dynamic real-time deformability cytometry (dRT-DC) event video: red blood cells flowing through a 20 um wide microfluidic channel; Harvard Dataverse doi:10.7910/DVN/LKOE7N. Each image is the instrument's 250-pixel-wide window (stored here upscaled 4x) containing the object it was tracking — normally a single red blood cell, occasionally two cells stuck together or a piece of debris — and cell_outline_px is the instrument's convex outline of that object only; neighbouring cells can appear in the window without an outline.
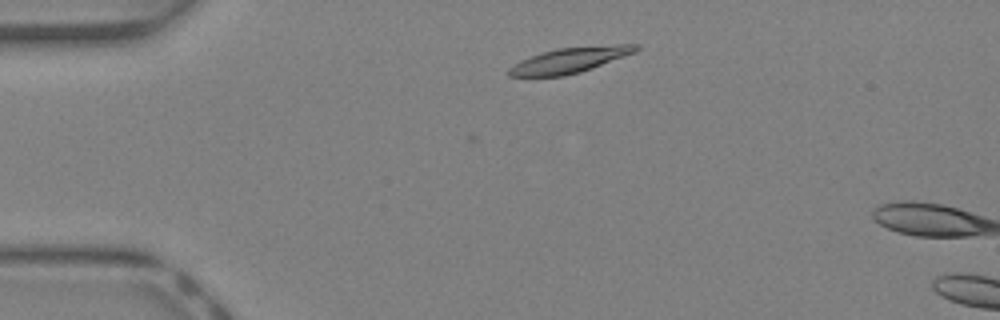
{"species": "Egyptian fruit bat (a non-hibernating species)", "species_latin": "Rousettus aegyptiacus", "temperature_condition": "warm", "stored_images_in_passage": 3, "camera_frame_rate_fps": 3000, "um_per_image_px": 0.085, "animal": {"sex": "female"}, "frame": {"image": 1, "passage_image": 2, "time_ms": 0.333, "image_size_px": [1000, 320], "cell_outline_px": [[636, 48], [632, 52], [588, 68], [576, 72], [556, 76], [512, 76], [508, 72], [524, 60], [548, 52], [564, 48]], "centroid_in_image_um": [48.16, 5.2], "position_along_channel_um": 36.8, "area_um2": 15.49}}